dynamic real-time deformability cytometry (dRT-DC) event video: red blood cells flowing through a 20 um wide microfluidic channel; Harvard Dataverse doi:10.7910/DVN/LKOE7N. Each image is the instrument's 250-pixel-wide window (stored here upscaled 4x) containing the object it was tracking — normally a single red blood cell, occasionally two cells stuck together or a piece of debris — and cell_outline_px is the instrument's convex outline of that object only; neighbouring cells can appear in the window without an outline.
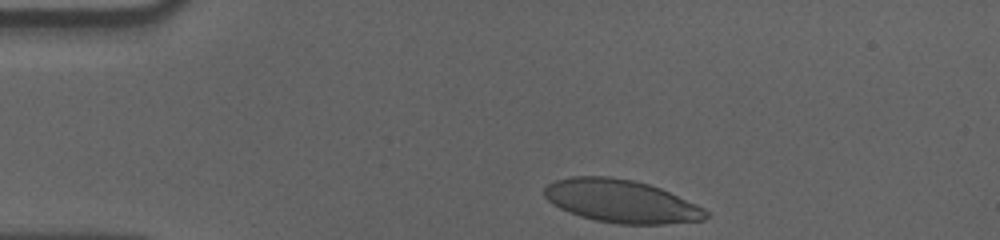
{"species": "human", "species_latin": "Homo sapiens", "temperature_condition": "cold", "stored_images_in_passage": 31, "camera_frame_rate_fps": 3000, "um_per_image_px": 0.085, "donor": {"sex": "male"}, "frame": {"image": 1, "passage_image": 1, "time_ms": 0.0, "image_size_px": [1000, 240], "cell_outline_px": [[708, 216], [704, 220], [664, 224], [620, 224], [596, 220], [580, 216], [568, 212], [552, 204], [544, 196], [544, 188], [548, 184], [556, 180], [572, 176], [608, 176], [632, 180], [648, 184], [660, 188], [696, 204], [704, 208], [708, 212]], "centroid_in_image_um": [52.79, 17.1], "position_along_channel_um": 32.2, "area_um2": 40.29}}
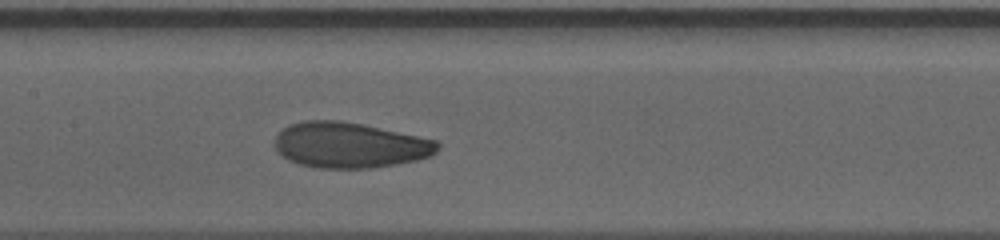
{"frame": {"image": 2, "passage_image": 18, "time_ms": 5.667, "image_size_px": [1000, 240], "cell_outline_px": [[440, 148], [432, 156], [416, 160], [396, 164], [372, 168], [316, 168], [300, 164], [288, 160], [276, 148], [276, 136], [288, 124], [304, 120], [340, 120], [440, 140]], "centroid_in_image_um": [29.78, 12.33], "position_along_channel_um": 177.6, "area_um2": 43.29}}
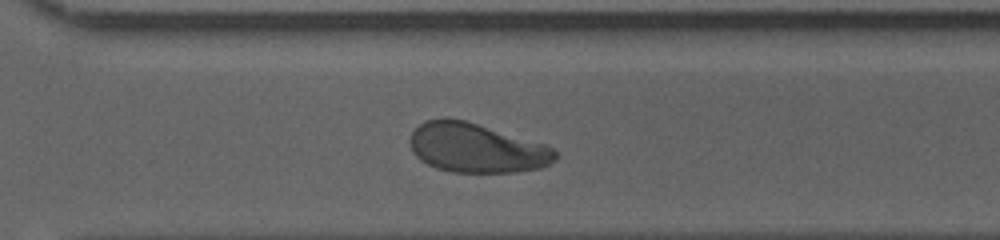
{"frame": {"image": 3, "passage_image": 31, "time_ms": 10.0, "image_size_px": [1000, 240], "cell_outline_px": [[556, 160], [540, 168], [516, 172], [452, 172], [436, 168], [420, 160], [412, 152], [408, 140], [412, 132], [424, 120], [444, 116], [464, 120], [548, 144], [556, 152]], "centroid_in_image_um": [40.47, 12.56], "position_along_channel_um": 330.1, "area_um2": 42.19}}